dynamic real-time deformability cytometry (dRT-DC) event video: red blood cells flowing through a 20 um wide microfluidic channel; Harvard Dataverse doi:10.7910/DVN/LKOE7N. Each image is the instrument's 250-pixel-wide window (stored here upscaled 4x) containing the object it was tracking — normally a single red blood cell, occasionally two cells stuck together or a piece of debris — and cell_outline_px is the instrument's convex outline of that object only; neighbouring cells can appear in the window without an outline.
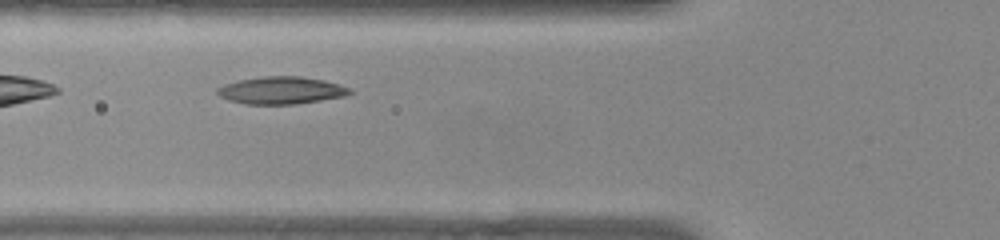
{"species": "common noctule bat (a hibernating species)", "species_latin": "Nyctalus noctula", "temperature_condition": "warm", "stored_images_in_passage": 28, "camera_frame_rate_fps": 3000, "um_per_image_px": 0.085, "animal": {"sex": "female", "body_mass_g": 22.0, "forearm_length_mm": 56.7}, "frame": {"image": 1, "passage_image": 4, "time_ms": 1.0, "image_size_px": [1000, 240], "cell_outline_px": [[352, 92], [344, 96], [296, 104], [248, 104], [228, 100], [220, 96], [216, 92], [216, 88], [224, 84], [240, 80], [264, 76], [300, 76], [324, 80], [340, 84], [352, 88]], "centroid_in_image_um": [23.91, 7.67], "position_along_channel_um": 101.9, "area_um2": 21.1}}
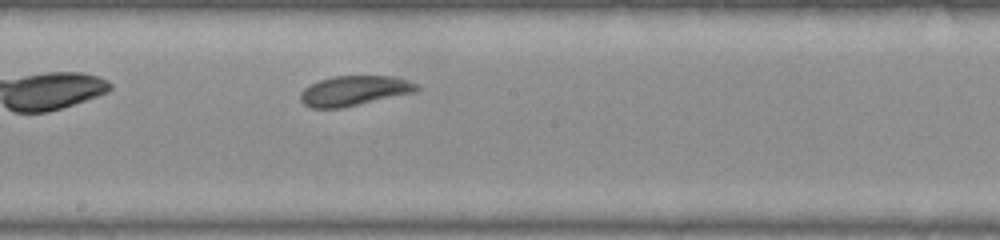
{"frame": {"image": 2, "passage_image": 13, "time_ms": 4.0, "image_size_px": [1000, 240], "cell_outline_px": [[420, 88], [416, 92], [344, 108], [312, 108], [304, 104], [300, 100], [300, 92], [304, 88], [320, 80], [332, 76], [392, 76], [408, 80], [420, 84]], "centroid_in_image_um": [30.14, 7.72], "position_along_channel_um": 218.1, "area_um2": 20.52}}
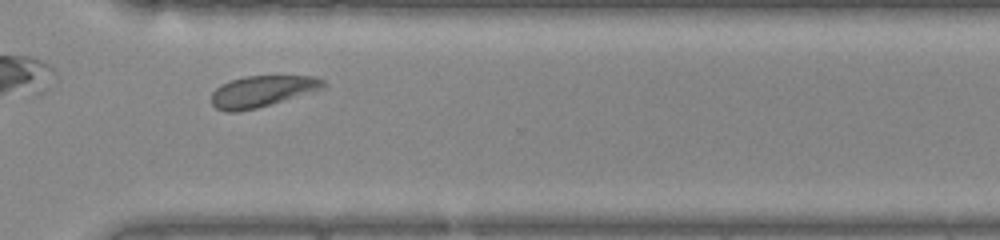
{"frame": {"image": 3, "passage_image": 23, "time_ms": 7.333, "image_size_px": [1000, 240], "cell_outline_px": [[328, 84], [324, 88], [256, 108], [240, 112], [228, 112], [216, 108], [212, 104], [212, 92], [216, 88], [232, 80], [244, 76], [316, 76], [324, 80]], "centroid_in_image_um": [22.29, 7.75], "position_along_channel_um": 348.3, "area_um2": 20.17}, "authors_computed_cell_mechanics": {"area_um2": 20.4901, "velocity_mm_per_s": 3.88, "shape_relaxation_time_tau1_ms": 2.453, "shape_relaxation_time_tau2_ms": 3.9717, "deformation_change_tau1": 0.0722, "deformation_change_tau2": 0.0968}}